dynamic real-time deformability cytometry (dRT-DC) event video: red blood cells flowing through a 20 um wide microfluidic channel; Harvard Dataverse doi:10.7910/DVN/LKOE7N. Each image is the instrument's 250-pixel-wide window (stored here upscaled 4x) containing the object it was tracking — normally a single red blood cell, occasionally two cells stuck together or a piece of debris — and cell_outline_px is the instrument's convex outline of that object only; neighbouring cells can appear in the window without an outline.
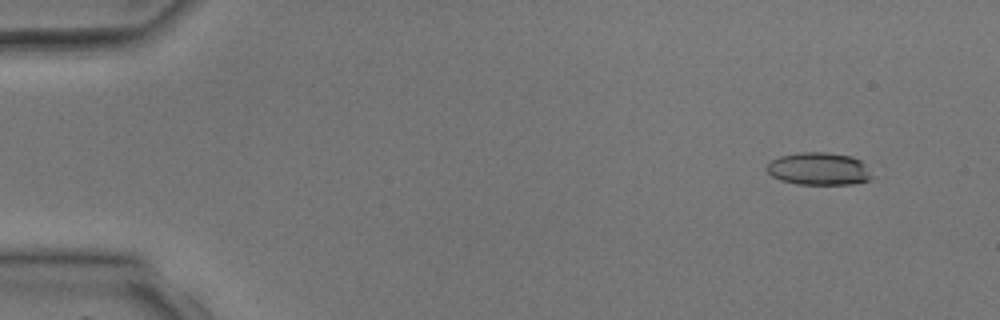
{"species": "common noctule bat (a hibernating species)", "species_latin": "Nyctalus noctula", "temperature_condition": "room temperature", "stored_images_in_passage": 4, "segment_of_instrument_passage": [1, 2], "camera_frame_rate_fps": 3000, "um_per_image_px": 0.085, "animal": {"sex": "male", "body_mass_g": 17.9, "forearm_length_mm": 54.2}, "frame": {"image": 1, "passage_image": 1, "time_ms": 0.0, "image_size_px": [1000, 320], "cell_outline_px": [[872, 180], [852, 184], [796, 184], [780, 180], [772, 176], [768, 172], [768, 164], [772, 160], [780, 156], [800, 152], [828, 152], [852, 156], [860, 160], [864, 164], [872, 176]], "centroid_in_image_um": [69.62, 14.35], "position_along_channel_um": 15.4, "area_um2": 19.94}}